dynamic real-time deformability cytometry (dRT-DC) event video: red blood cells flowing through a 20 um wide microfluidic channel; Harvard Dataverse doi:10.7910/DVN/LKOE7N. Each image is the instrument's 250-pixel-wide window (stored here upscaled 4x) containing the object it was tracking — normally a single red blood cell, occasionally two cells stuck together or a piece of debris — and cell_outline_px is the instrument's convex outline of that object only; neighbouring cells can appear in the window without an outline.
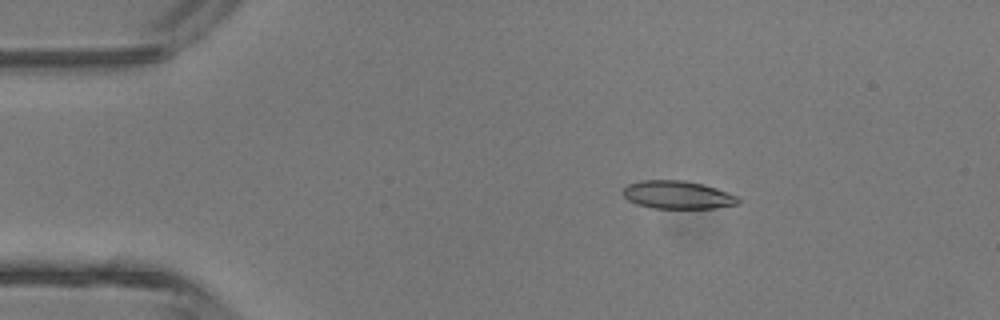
{"species": "common noctule bat (a hibernating species)", "species_latin": "Nyctalus noctula", "temperature_condition": "room temperature", "stored_images_in_passage": 5, "camera_frame_rate_fps": 3000, "um_per_image_px": 0.085, "animal": {"sex": "male", "body_mass_g": 13.3}, "frame": {"image": 1, "passage_image": 3, "time_ms": 2.333, "image_size_px": [1000, 320], "cell_outline_px": [[740, 204], [716, 208], [652, 208], [636, 204], [628, 200], [620, 192], [628, 184], [640, 180], [684, 180], [704, 184], [728, 192], [736, 196], [740, 200]], "centroid_in_image_um": [57.58, 16.56], "position_along_channel_um": 27.4, "area_um2": 19.02}}
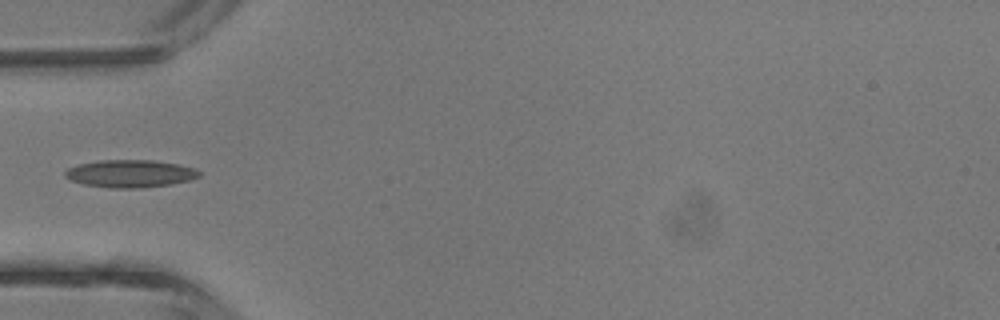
{"frame": {"image": 2, "passage_image": 5, "time_ms": 4.667, "image_size_px": [1000, 320], "cell_outline_px": [[200, 176], [188, 180], [168, 184], [140, 188], [108, 188], [84, 184], [72, 180], [64, 176], [64, 172], [68, 168], [80, 164], [100, 160], [152, 160], [180, 164], [196, 168], [200, 172]], "centroid_in_image_um": [11.07, 14.75], "position_along_channel_um": 73.9, "area_um2": 21.44}}